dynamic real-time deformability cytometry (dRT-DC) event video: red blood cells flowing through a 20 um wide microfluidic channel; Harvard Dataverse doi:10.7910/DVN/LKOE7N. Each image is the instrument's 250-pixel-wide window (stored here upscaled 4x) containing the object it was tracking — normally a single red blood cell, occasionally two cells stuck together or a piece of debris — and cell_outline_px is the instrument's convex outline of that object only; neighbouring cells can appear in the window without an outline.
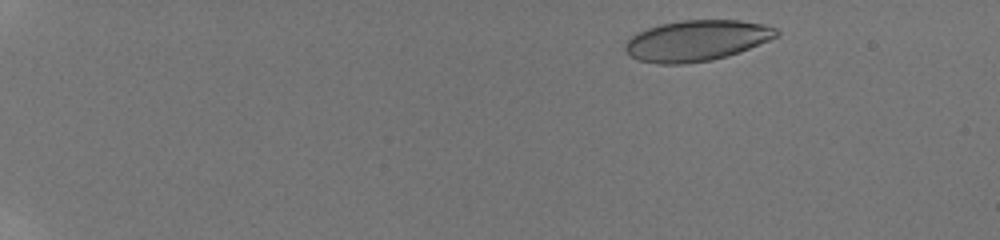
{"species": "human", "species_latin": "Homo sapiens", "temperature_condition": "room temperature", "stored_images_in_passage": 27, "camera_frame_rate_fps": 3000, "um_per_image_px": 0.085, "donor": {"sex": "male"}, "frame": {"image": 1, "passage_image": 3, "time_ms": 1.0, "image_size_px": [1000, 240], "cell_outline_px": [[780, 32], [776, 36], [768, 40], [740, 52], [728, 56], [712, 60], [684, 64], [660, 64], [640, 60], [624, 52], [624, 44], [636, 32], [660, 24], [680, 20], [740, 20], [764, 24], [776, 28]], "centroid_in_image_um": [59.2, 3.45], "position_along_channel_um": 25.8, "area_um2": 36.01}}
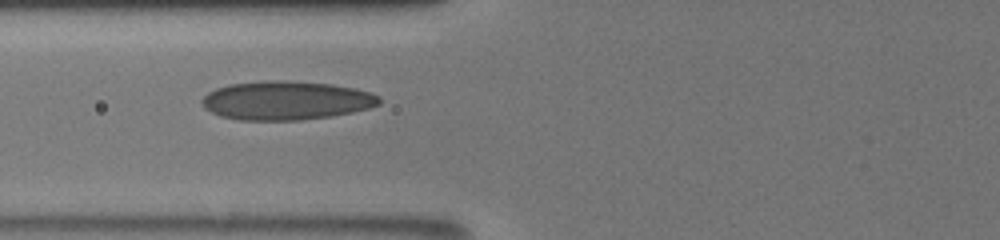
{"frame": {"image": 2, "passage_image": 17, "time_ms": 6.667, "image_size_px": [1000, 240], "cell_outline_px": [[380, 104], [368, 108], [352, 112], [332, 116], [300, 120], [240, 120], [220, 116], [204, 108], [200, 100], [208, 92], [216, 88], [228, 84], [268, 80], [276, 80], [332, 84], [356, 88], [380, 96]], "centroid_in_image_um": [24.3, 8.54], "position_along_channel_um": 101.5, "area_um2": 40.11}}
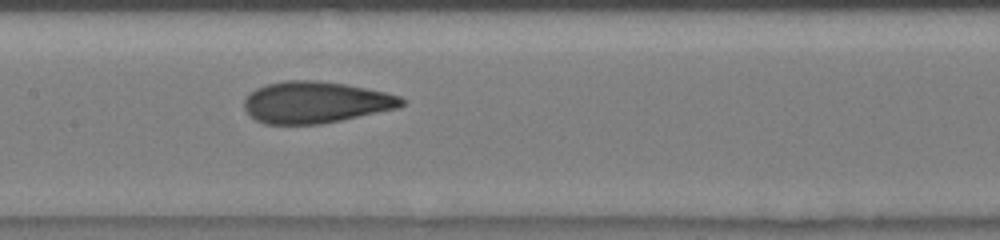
{"frame": {"image": 3, "passage_image": 22, "time_ms": 8.667, "image_size_px": [1000, 240], "cell_outline_px": [[404, 104], [400, 108], [320, 124], [264, 124], [256, 120], [244, 108], [244, 100], [256, 88], [268, 84], [284, 80], [316, 80], [344, 84], [384, 92], [400, 96], [404, 100]], "centroid_in_image_um": [26.83, 8.7], "position_along_channel_um": 180.6, "area_um2": 37.92}}